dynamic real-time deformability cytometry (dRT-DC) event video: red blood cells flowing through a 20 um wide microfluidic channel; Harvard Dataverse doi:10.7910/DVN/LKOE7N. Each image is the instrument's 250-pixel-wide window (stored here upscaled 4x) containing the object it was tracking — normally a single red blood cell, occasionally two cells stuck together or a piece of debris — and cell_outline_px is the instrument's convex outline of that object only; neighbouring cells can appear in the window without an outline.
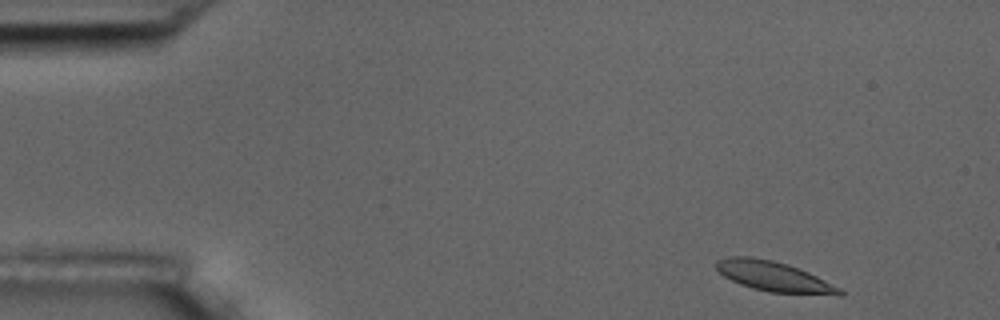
{"species": "common noctule bat (a hibernating species)", "species_latin": "Nyctalus noctula", "temperature_condition": "room temperature", "stored_images_in_passage": 14, "camera_frame_rate_fps": 3000, "um_per_image_px": 0.085, "animal": {"sex": "male", "body_mass_g": 17.5, "forearm_length_mm": 52.3}, "frame": {"image": 1, "passage_image": 2, "time_ms": 0.333, "image_size_px": [1000, 320], "cell_outline_px": [[844, 296], [836, 296], [768, 292], [752, 288], [740, 284], [724, 276], [716, 268], [716, 260], [728, 256], [752, 256], [772, 260], [788, 264], [808, 272], [840, 288], [844, 292]], "centroid_in_image_um": [65.81, 23.51], "position_along_channel_um": 19.2, "area_um2": 21.79}}